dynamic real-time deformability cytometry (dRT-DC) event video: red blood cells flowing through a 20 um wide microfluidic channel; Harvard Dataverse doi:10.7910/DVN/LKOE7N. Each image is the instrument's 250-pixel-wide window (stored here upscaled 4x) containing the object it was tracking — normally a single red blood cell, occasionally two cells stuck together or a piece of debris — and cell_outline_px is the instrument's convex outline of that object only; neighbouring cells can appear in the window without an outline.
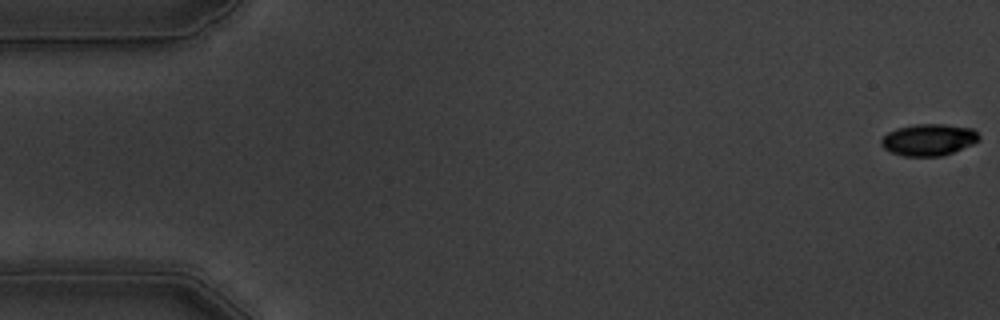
{"species": "common noctule bat (a hibernating species)", "species_latin": "Nyctalus noctula", "temperature_condition": "warm", "stored_images_in_passage": 57, "camera_frame_rate_fps": 3000, "um_per_image_px": 0.085, "animal": {"sex": "male", "body_mass_g": 19.5, "forearm_length_mm": 54.6}, "frame": {"image": 1, "passage_image": 1, "time_ms": 0.0, "image_size_px": [1000, 320], "cell_outline_px": [[980, 140], [972, 144], [952, 152], [940, 156], [904, 156], [892, 152], [884, 148], [880, 144], [880, 140], [888, 132], [896, 128], [916, 124], [944, 124], [972, 128], [980, 136]], "centroid_in_image_um": [78.93, 11.87], "position_along_channel_um": 6.1, "area_um2": 17.98}}
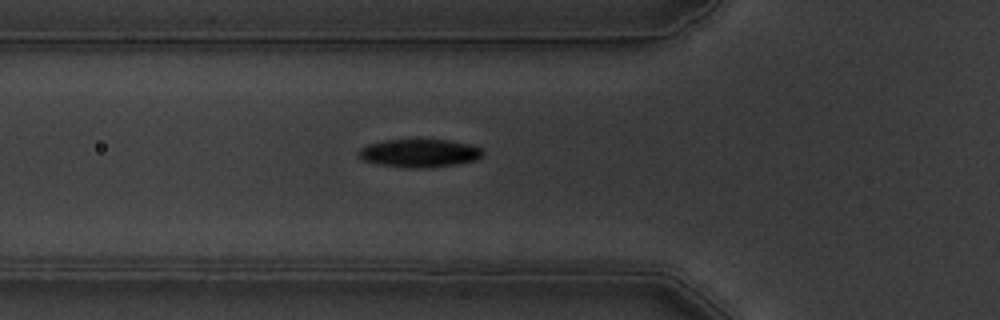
{"frame": {"image": 2, "passage_image": 20, "time_ms": 6.333, "image_size_px": [1000, 320], "cell_outline_px": [[484, 152], [476, 160], [456, 164], [428, 168], [408, 168], [376, 164], [364, 160], [360, 156], [360, 148], [368, 144], [388, 140], [448, 140], [472, 144], [484, 148]], "centroid_in_image_um": [35.71, 13.02], "position_along_channel_um": 90.1, "area_um2": 20.35}}
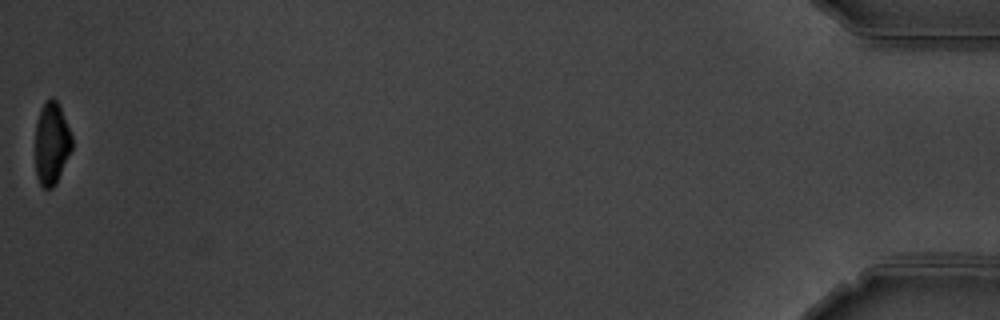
{"frame": {"image": 3, "passage_image": 57, "time_ms": 18.667, "image_size_px": [1000, 320], "cell_outline_px": [[72, 148], [56, 184], [52, 188], [44, 188], [40, 184], [36, 176], [36, 124], [40, 108], [44, 100], [52, 96], [56, 100], [60, 108], [72, 136]], "centroid_in_image_um": [4.38, 12.17], "position_along_channel_um": 430.8, "area_um2": 17.57}, "authors_computed_cell_mechanics": {"area_um2": 19.941, "velocity_mm_per_s": 3.5733, "shape_relaxation_time_tau1_ms": 2.2021, "shape_relaxation_time_tau2_ms": 2.9855, "deformation_change_tau1": 0.1597, "deformation_change_tau2": 0.0614}}